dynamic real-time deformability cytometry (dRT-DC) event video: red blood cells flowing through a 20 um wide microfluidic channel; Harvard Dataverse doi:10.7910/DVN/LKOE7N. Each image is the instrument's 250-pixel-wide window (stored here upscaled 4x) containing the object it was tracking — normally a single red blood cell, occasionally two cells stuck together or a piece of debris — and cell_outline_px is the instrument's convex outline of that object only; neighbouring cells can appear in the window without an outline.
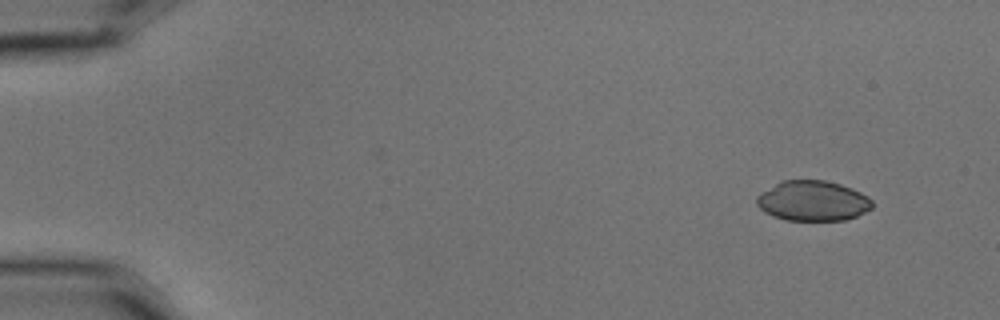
{"species": "common noctule bat (a hibernating species)", "species_latin": "Nyctalus noctula", "temperature_condition": "cold", "stored_images_in_passage": 5, "camera_frame_rate_fps": 3000, "um_per_image_px": 0.085, "animal": {"sex": "male", "body_mass_g": 15.6}, "frame": {"image": 1, "passage_image": 1, "time_ms": 0.0, "image_size_px": [1000, 320], "cell_outline_px": [[872, 208], [856, 216], [844, 220], [784, 220], [772, 216], [764, 212], [756, 204], [756, 196], [760, 192], [780, 180], [824, 180], [840, 184], [852, 188], [868, 196], [872, 200]], "centroid_in_image_um": [69.05, 17.06], "position_along_channel_um": 16.0, "area_um2": 27.28}}
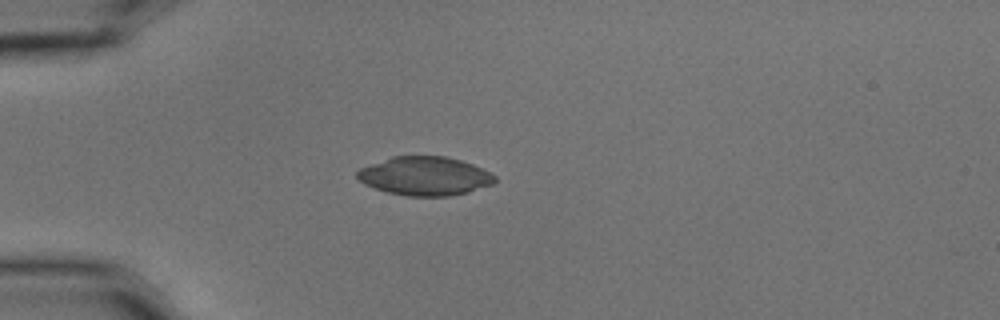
{"frame": {"image": 2, "passage_image": 4, "time_ms": 1.0, "image_size_px": [1000, 320], "cell_outline_px": [[496, 180], [492, 184], [468, 192], [448, 196], [408, 196], [388, 192], [364, 184], [356, 176], [356, 172], [360, 168], [392, 156], [444, 156], [460, 160], [472, 164], [496, 176]], "centroid_in_image_um": [36.1, 14.96], "position_along_channel_um": 48.9, "area_um2": 30.81}}